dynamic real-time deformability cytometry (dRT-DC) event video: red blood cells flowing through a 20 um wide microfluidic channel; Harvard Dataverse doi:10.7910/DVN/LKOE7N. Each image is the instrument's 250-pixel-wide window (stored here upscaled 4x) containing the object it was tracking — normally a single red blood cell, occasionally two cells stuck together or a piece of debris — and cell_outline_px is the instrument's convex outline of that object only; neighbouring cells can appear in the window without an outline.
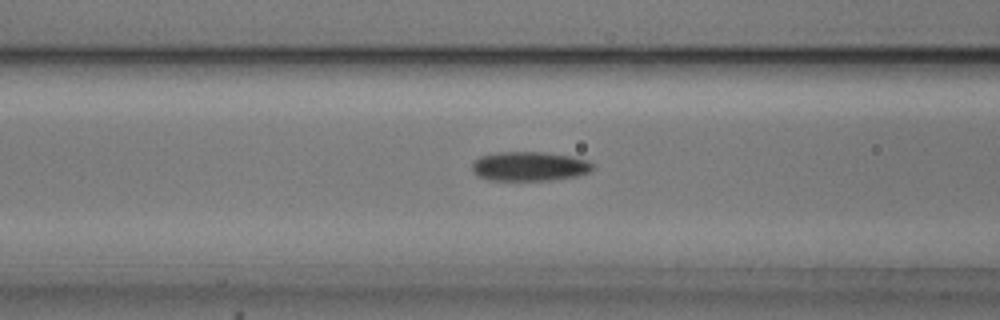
{"species": "common noctule bat (a hibernating species)", "species_latin": "Nyctalus noctula", "temperature_condition": "cold", "stored_images_in_passage": 55, "camera_frame_rate_fps": 3000, "um_per_image_px": 0.085, "animal": {"sex": "male", "body_mass_g": 20.5, "forearm_length_mm": 52.5}, "frame": {"image": 1, "passage_image": 22, "time_ms": 7.0, "image_size_px": [1000, 320], "cell_outline_px": [[596, 168], [588, 172], [576, 176], [552, 180], [488, 180], [472, 172], [472, 164], [480, 156], [496, 152], [548, 152], [572, 156], [588, 160], [596, 164]], "centroid_in_image_um": [45.05, 14.13], "position_along_channel_um": 121.5, "area_um2": 20.87}}
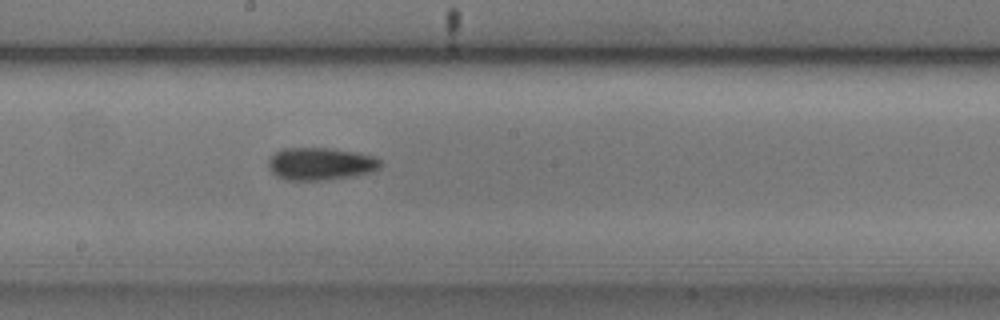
{"frame": {"image": 2, "passage_image": 30, "time_ms": 9.667, "image_size_px": [1000, 320], "cell_outline_px": [[384, 164], [380, 168], [368, 172], [352, 176], [320, 180], [284, 180], [276, 176], [268, 168], [268, 160], [280, 148], [332, 148], [360, 152], [372, 156], [380, 160]], "centroid_in_image_um": [27.23, 13.91], "position_along_channel_um": 221.0, "area_um2": 21.39}}
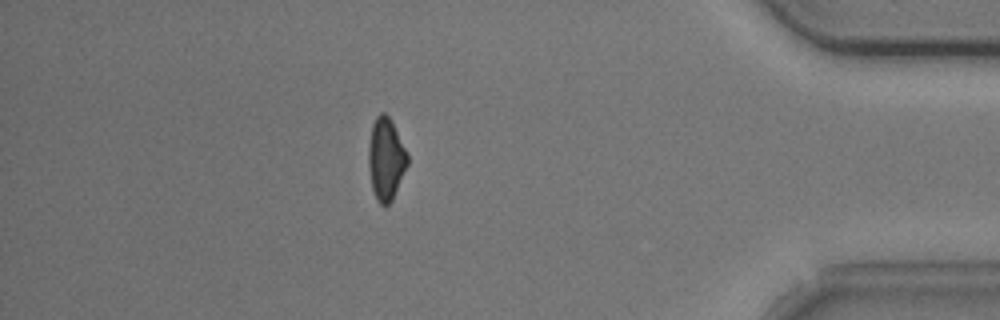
{"frame": {"image": 3, "passage_image": 48, "time_ms": 15.667, "image_size_px": [1000, 320], "cell_outline_px": [[408, 164], [392, 200], [384, 208], [376, 200], [372, 188], [368, 168], [368, 144], [372, 124], [376, 116], [380, 112], [384, 112], [392, 120], [408, 156]], "centroid_in_image_um": [32.78, 13.51], "position_along_channel_um": 402.4, "area_um2": 18.84}, "authors_computed_cell_mechanics": {"area_um2": 19.652, "velocity_mm_per_s": 3.7149, "shape_relaxation_time_tau1_ms": 4.3939, "shape_relaxation_time_tau2_ms": 6.4491, "deformation_change_tau1": 0.1146, "deformation_change_tau2": 0.1274}}